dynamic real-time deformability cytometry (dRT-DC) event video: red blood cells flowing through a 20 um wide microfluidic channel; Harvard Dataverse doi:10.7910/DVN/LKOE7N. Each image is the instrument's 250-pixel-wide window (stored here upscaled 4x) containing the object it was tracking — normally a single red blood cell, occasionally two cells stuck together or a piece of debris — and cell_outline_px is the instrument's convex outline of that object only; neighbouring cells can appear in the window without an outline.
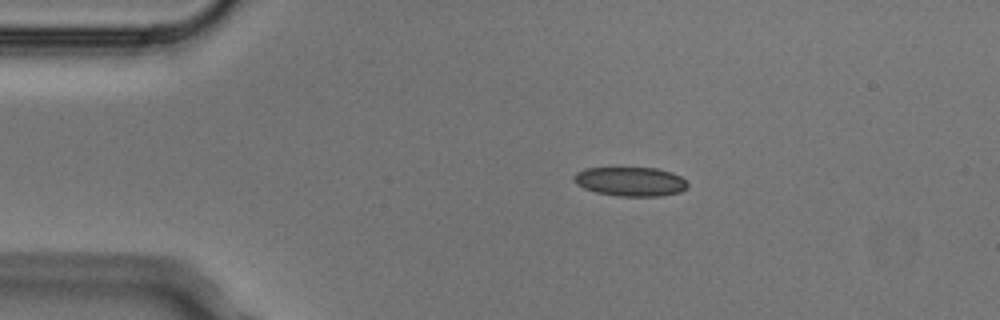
{"species": "Egyptian fruit bat (a non-hibernating species)", "species_latin": "Rousettus aegyptiacus", "temperature_condition": "cold", "stored_images_in_passage": 3, "camera_frame_rate_fps": 3000, "um_per_image_px": 0.085, "animal": {"sex": "male"}, "frame": {"image": 1, "passage_image": 1, "time_ms": 0.0, "image_size_px": [1000, 320], "cell_outline_px": [[688, 188], [680, 192], [660, 196], [616, 196], [596, 192], [584, 188], [576, 184], [572, 180], [572, 176], [576, 172], [584, 168], [656, 168], [672, 172], [680, 176], [688, 184]], "centroid_in_image_um": [53.56, 15.43], "position_along_channel_um": 31.4, "area_um2": 19.48}}
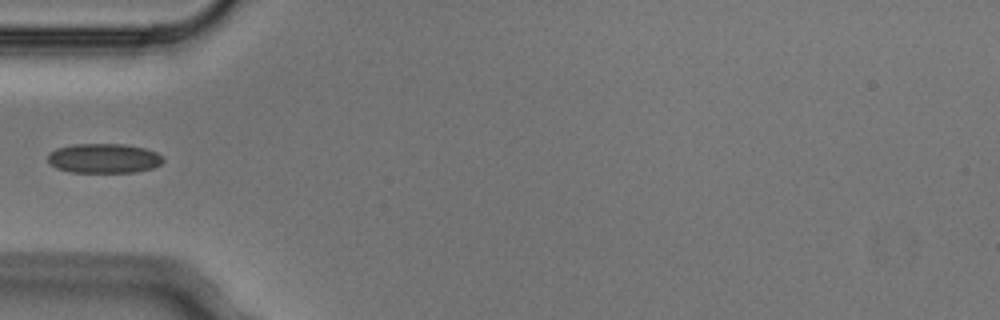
{"frame": {"image": 2, "passage_image": 3, "time_ms": 0.667, "image_size_px": [1000, 320], "cell_outline_px": [[164, 160], [160, 164], [152, 168], [136, 172], [68, 172], [56, 168], [48, 160], [48, 156], [56, 148], [72, 144], [124, 144], [144, 148], [156, 152], [164, 156]], "centroid_in_image_um": [8.85, 13.46], "position_along_channel_um": 76.2, "area_um2": 19.88}}